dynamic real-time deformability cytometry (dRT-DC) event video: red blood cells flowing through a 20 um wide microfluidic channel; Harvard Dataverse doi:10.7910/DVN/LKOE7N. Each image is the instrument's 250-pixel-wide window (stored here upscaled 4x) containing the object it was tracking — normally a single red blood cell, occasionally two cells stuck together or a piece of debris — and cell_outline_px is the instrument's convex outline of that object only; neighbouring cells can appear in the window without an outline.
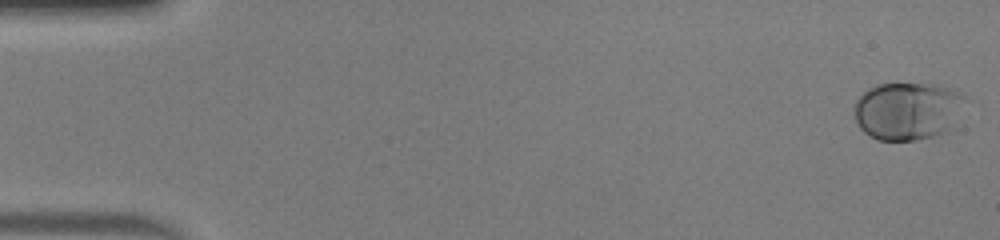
{"species": "human", "species_latin": "Homo sapiens", "temperature_condition": "warm", "stored_images_in_passage": 48, "camera_frame_rate_fps": 3000, "um_per_image_px": 0.085, "donor": {"sex": "male"}, "frame": {"image": 1, "passage_image": 1, "time_ms": 0.0, "image_size_px": [1000, 240], "cell_outline_px": [[968, 100], [944, 128], [940, 132], [932, 136], [916, 140], [876, 140], [868, 136], [860, 128], [856, 120], [856, 100], [868, 88], [876, 84], [940, 84], [956, 88]], "centroid_in_image_um": [77.1, 9.38], "position_along_channel_um": 7.9, "area_um2": 36.82}}
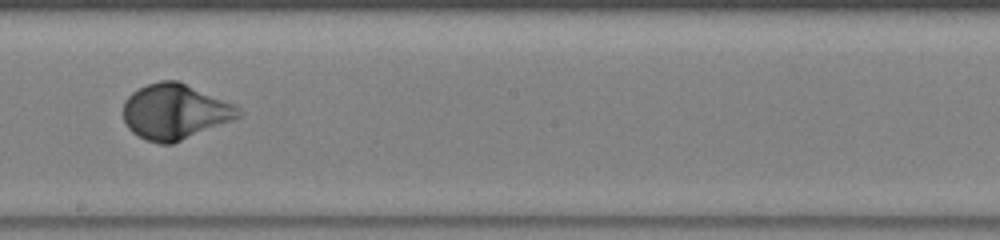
{"frame": {"image": 2, "passage_image": 28, "time_ms": 9.0, "image_size_px": [1000, 240], "cell_outline_px": [[244, 112], [240, 116], [232, 120], [172, 144], [160, 144], [148, 140], [132, 132], [128, 128], [124, 120], [124, 100], [132, 92], [148, 84], [160, 80], [176, 80], [236, 104]], "centroid_in_image_um": [14.88, 9.49], "position_along_channel_um": 233.3, "area_um2": 36.99}}
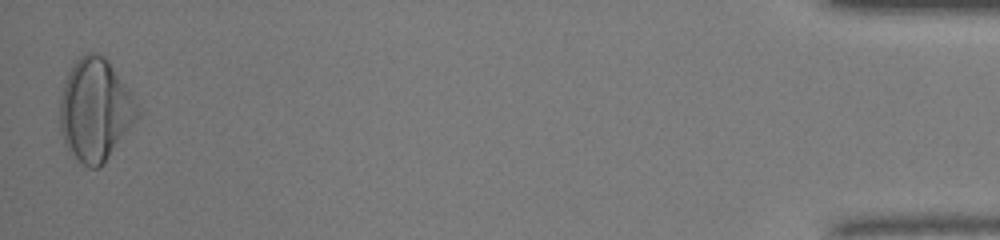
{"frame": {"image": 3, "passage_image": 48, "time_ms": 15.667, "image_size_px": [1000, 240], "cell_outline_px": [[140, 116], [100, 168], [88, 168], [64, 144], [60, 128], [60, 100], [64, 80], [68, 72], [76, 60], [84, 52], [96, 52], [104, 56], [140, 108]], "centroid_in_image_um": [8.08, 9.34], "position_along_channel_um": 427.1, "area_um2": 45.78}, "authors_computed_cell_mechanics": {"area_um2": 36.4718, "velocity_mm_per_s": 4.2592, "shape_relaxation_time_tau1_ms": 2.6098, "shape_relaxation_time_tau2_ms": null, "deformation_change_tau1": 0.1814, "deformation_change_tau2": null}}